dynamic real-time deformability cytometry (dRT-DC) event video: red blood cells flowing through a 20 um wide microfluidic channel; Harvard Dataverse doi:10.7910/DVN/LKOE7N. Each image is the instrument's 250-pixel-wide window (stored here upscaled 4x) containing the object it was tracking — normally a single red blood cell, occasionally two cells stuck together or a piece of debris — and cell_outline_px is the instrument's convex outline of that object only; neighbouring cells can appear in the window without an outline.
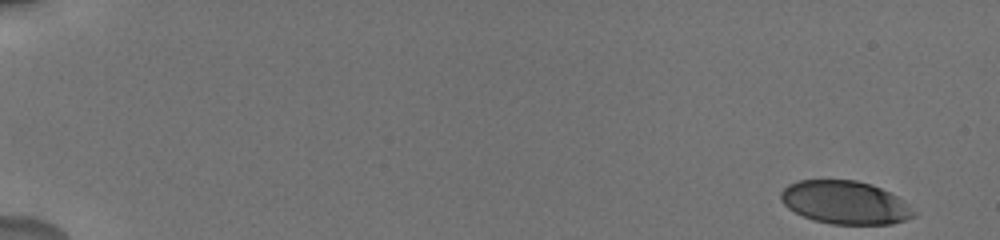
{"species": "human", "species_latin": "Homo sapiens", "temperature_condition": "cold", "stored_images_in_passage": 49, "camera_frame_rate_fps": 3000, "um_per_image_px": 0.085, "donor": {"sex": "male"}, "frame": {"image": 1, "passage_image": 1, "time_ms": 0.0, "image_size_px": [1000, 240], "cell_outline_px": [[916, 216], [892, 224], [832, 224], [812, 220], [788, 208], [780, 200], [780, 192], [788, 184], [800, 180], [856, 180], [872, 184], [904, 200], [916, 212]], "centroid_in_image_um": [71.83, 17.21], "position_along_channel_um": 13.2, "area_um2": 33.47}}
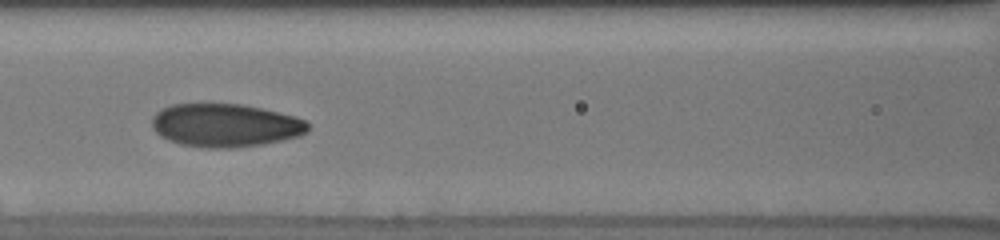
{"frame": {"image": 2, "passage_image": 23, "time_ms": 8.333, "image_size_px": [1000, 240], "cell_outline_px": [[312, 128], [308, 132], [300, 136], [264, 144], [232, 148], [200, 148], [180, 144], [168, 140], [160, 136], [152, 128], [152, 116], [160, 108], [172, 104], [240, 104], [260, 108], [296, 116], [304, 120]], "centroid_in_image_um": [19.14, 10.66], "position_along_channel_um": 147.5, "area_um2": 39.71}}
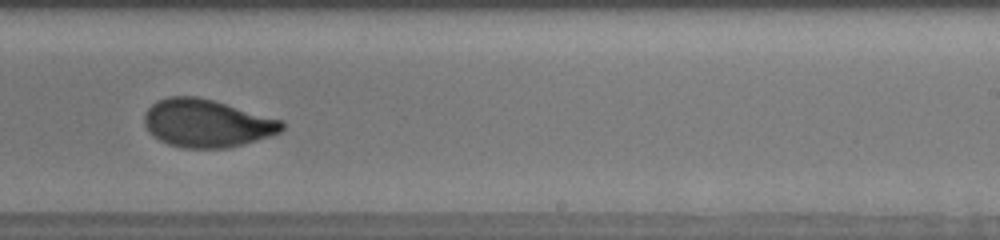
{"frame": {"image": 3, "passage_image": 32, "time_ms": 11.667, "image_size_px": [1000, 240], "cell_outline_px": [[284, 128], [280, 132], [272, 136], [244, 144], [228, 148], [184, 148], [168, 144], [152, 136], [148, 132], [144, 124], [144, 112], [156, 100], [168, 96], [196, 96], [212, 100], [284, 120]], "centroid_in_image_um": [17.57, 10.48], "position_along_channel_um": 271.4, "area_um2": 38.73}, "authors_computed_cell_mechanics": {"area_um2": 37.4544, "velocity_mm_per_s": 3.736, "shape_relaxation_time_tau1_ms": 5.7136, "shape_relaxation_time_tau2_ms": 0.922, "deformation_change_tau1": 0.1733, "deformation_change_tau2": 0.0469}}